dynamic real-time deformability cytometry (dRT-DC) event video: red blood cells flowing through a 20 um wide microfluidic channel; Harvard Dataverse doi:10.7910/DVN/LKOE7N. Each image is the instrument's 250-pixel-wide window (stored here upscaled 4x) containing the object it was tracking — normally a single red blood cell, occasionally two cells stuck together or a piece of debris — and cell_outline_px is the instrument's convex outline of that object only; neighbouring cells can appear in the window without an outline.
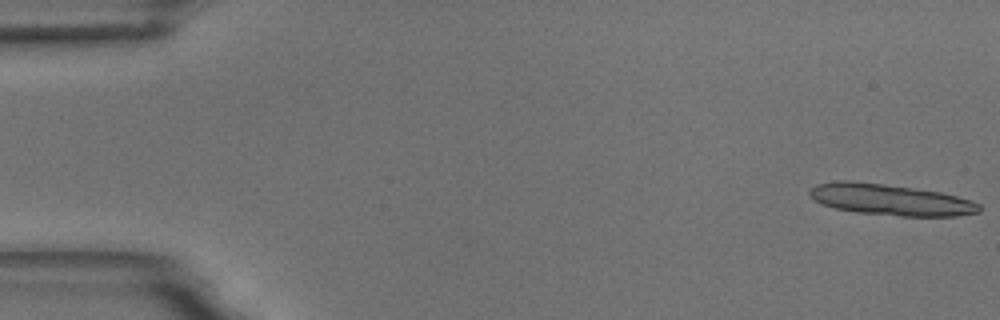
{"species": "common noctule bat (a hibernating species)", "species_latin": "Nyctalus noctula", "temperature_condition": "room temperature", "stored_images_in_passage": 14, "camera_frame_rate_fps": 3000, "um_per_image_px": 0.085, "animal": {"sex": "male", "body_mass_g": 18.8}, "frame": {"image": 1, "passage_image": 1, "time_ms": 0.0, "image_size_px": [1000, 320], "cell_outline_px": [[980, 212], [956, 216], [900, 216], [856, 212], [836, 208], [820, 204], [808, 192], [816, 184], [836, 180], [848, 180], [884, 184], [940, 192], [972, 200], [980, 204]], "centroid_in_image_um": [75.69, 16.97], "position_along_channel_um": 9.3, "area_um2": 30.69}}